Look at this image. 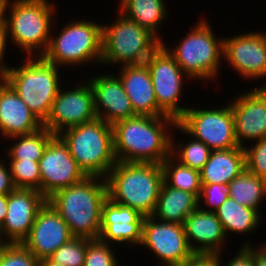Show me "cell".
<instances>
[{"instance_id": "ab89813d", "label": "cell", "mask_w": 266, "mask_h": 266, "mask_svg": "<svg viewBox=\"0 0 266 266\" xmlns=\"http://www.w3.org/2000/svg\"><path fill=\"white\" fill-rule=\"evenodd\" d=\"M182 266H220V254H195Z\"/></svg>"}, {"instance_id": "4316f807", "label": "cell", "mask_w": 266, "mask_h": 266, "mask_svg": "<svg viewBox=\"0 0 266 266\" xmlns=\"http://www.w3.org/2000/svg\"><path fill=\"white\" fill-rule=\"evenodd\" d=\"M220 220L226 236L228 233L234 234H251L258 229L261 222L260 211L254 210L244 205H240L231 197L215 211Z\"/></svg>"}, {"instance_id": "d590c367", "label": "cell", "mask_w": 266, "mask_h": 266, "mask_svg": "<svg viewBox=\"0 0 266 266\" xmlns=\"http://www.w3.org/2000/svg\"><path fill=\"white\" fill-rule=\"evenodd\" d=\"M244 147L246 170L266 180V138Z\"/></svg>"}, {"instance_id": "e575fe53", "label": "cell", "mask_w": 266, "mask_h": 266, "mask_svg": "<svg viewBox=\"0 0 266 266\" xmlns=\"http://www.w3.org/2000/svg\"><path fill=\"white\" fill-rule=\"evenodd\" d=\"M229 197V186L228 184H202L201 193L198 198L199 208L204 211L215 212L220 205H222L225 200ZM204 200V201H203ZM207 204L205 206L203 205ZM210 207V208H209Z\"/></svg>"}, {"instance_id": "2e32d148", "label": "cell", "mask_w": 266, "mask_h": 266, "mask_svg": "<svg viewBox=\"0 0 266 266\" xmlns=\"http://www.w3.org/2000/svg\"><path fill=\"white\" fill-rule=\"evenodd\" d=\"M231 101L238 145L244 148V140L255 142L266 138V86L246 91Z\"/></svg>"}, {"instance_id": "ac0fdd59", "label": "cell", "mask_w": 266, "mask_h": 266, "mask_svg": "<svg viewBox=\"0 0 266 266\" xmlns=\"http://www.w3.org/2000/svg\"><path fill=\"white\" fill-rule=\"evenodd\" d=\"M72 237L68 225L46 201L38 211L30 233L22 244L41 260L48 258Z\"/></svg>"}, {"instance_id": "cb8c5ba5", "label": "cell", "mask_w": 266, "mask_h": 266, "mask_svg": "<svg viewBox=\"0 0 266 266\" xmlns=\"http://www.w3.org/2000/svg\"><path fill=\"white\" fill-rule=\"evenodd\" d=\"M246 169L243 147L211 151L200 170L201 184H229Z\"/></svg>"}, {"instance_id": "8d00e7d4", "label": "cell", "mask_w": 266, "mask_h": 266, "mask_svg": "<svg viewBox=\"0 0 266 266\" xmlns=\"http://www.w3.org/2000/svg\"><path fill=\"white\" fill-rule=\"evenodd\" d=\"M39 259L22 243H14L0 261V266H38Z\"/></svg>"}, {"instance_id": "7402d4cb", "label": "cell", "mask_w": 266, "mask_h": 266, "mask_svg": "<svg viewBox=\"0 0 266 266\" xmlns=\"http://www.w3.org/2000/svg\"><path fill=\"white\" fill-rule=\"evenodd\" d=\"M183 225L189 246L195 254L217 255L225 249L227 236L215 212L198 207L186 217Z\"/></svg>"}, {"instance_id": "f1b7e54d", "label": "cell", "mask_w": 266, "mask_h": 266, "mask_svg": "<svg viewBox=\"0 0 266 266\" xmlns=\"http://www.w3.org/2000/svg\"><path fill=\"white\" fill-rule=\"evenodd\" d=\"M55 136L47 128L28 135H17L7 139L15 140L8 148L7 157L9 160L37 161L43 156L44 150L50 140Z\"/></svg>"}, {"instance_id": "d6a6232c", "label": "cell", "mask_w": 266, "mask_h": 266, "mask_svg": "<svg viewBox=\"0 0 266 266\" xmlns=\"http://www.w3.org/2000/svg\"><path fill=\"white\" fill-rule=\"evenodd\" d=\"M87 248V239L72 237L64 245L60 246L48 258L64 266H83Z\"/></svg>"}, {"instance_id": "8fae6325", "label": "cell", "mask_w": 266, "mask_h": 266, "mask_svg": "<svg viewBox=\"0 0 266 266\" xmlns=\"http://www.w3.org/2000/svg\"><path fill=\"white\" fill-rule=\"evenodd\" d=\"M152 80L157 107L178 121L188 109L180 106L184 78H189L179 67L174 57L161 44L146 60Z\"/></svg>"}, {"instance_id": "f35d334b", "label": "cell", "mask_w": 266, "mask_h": 266, "mask_svg": "<svg viewBox=\"0 0 266 266\" xmlns=\"http://www.w3.org/2000/svg\"><path fill=\"white\" fill-rule=\"evenodd\" d=\"M16 187L13 183L11 171L9 164H6V161L0 160V195H8Z\"/></svg>"}, {"instance_id": "52a82bcc", "label": "cell", "mask_w": 266, "mask_h": 266, "mask_svg": "<svg viewBox=\"0 0 266 266\" xmlns=\"http://www.w3.org/2000/svg\"><path fill=\"white\" fill-rule=\"evenodd\" d=\"M209 24L205 18H201L183 40L180 39L178 45L170 47V50L165 41H162V45L174 57L189 80L214 81L220 73L224 38H217Z\"/></svg>"}, {"instance_id": "6da1fadb", "label": "cell", "mask_w": 266, "mask_h": 266, "mask_svg": "<svg viewBox=\"0 0 266 266\" xmlns=\"http://www.w3.org/2000/svg\"><path fill=\"white\" fill-rule=\"evenodd\" d=\"M176 124L169 116L140 115L115 122L112 131L116 160L161 164L171 155V127L174 129Z\"/></svg>"}, {"instance_id": "3957f363", "label": "cell", "mask_w": 266, "mask_h": 266, "mask_svg": "<svg viewBox=\"0 0 266 266\" xmlns=\"http://www.w3.org/2000/svg\"><path fill=\"white\" fill-rule=\"evenodd\" d=\"M105 179L111 201L153 215L163 183L161 164L117 161Z\"/></svg>"}, {"instance_id": "ba28073f", "label": "cell", "mask_w": 266, "mask_h": 266, "mask_svg": "<svg viewBox=\"0 0 266 266\" xmlns=\"http://www.w3.org/2000/svg\"><path fill=\"white\" fill-rule=\"evenodd\" d=\"M51 34L42 58L55 66L100 63L102 59V24L87 19L73 20L63 26L58 36Z\"/></svg>"}, {"instance_id": "ee69618b", "label": "cell", "mask_w": 266, "mask_h": 266, "mask_svg": "<svg viewBox=\"0 0 266 266\" xmlns=\"http://www.w3.org/2000/svg\"><path fill=\"white\" fill-rule=\"evenodd\" d=\"M14 243L4 236L0 235V261L4 258L6 252Z\"/></svg>"}, {"instance_id": "f6af8a7d", "label": "cell", "mask_w": 266, "mask_h": 266, "mask_svg": "<svg viewBox=\"0 0 266 266\" xmlns=\"http://www.w3.org/2000/svg\"><path fill=\"white\" fill-rule=\"evenodd\" d=\"M9 0H0V22H5L6 7Z\"/></svg>"}, {"instance_id": "d6986e66", "label": "cell", "mask_w": 266, "mask_h": 266, "mask_svg": "<svg viewBox=\"0 0 266 266\" xmlns=\"http://www.w3.org/2000/svg\"><path fill=\"white\" fill-rule=\"evenodd\" d=\"M145 216L109 198L103 203L99 239L107 244L140 246ZM112 243H111V242Z\"/></svg>"}, {"instance_id": "484cf974", "label": "cell", "mask_w": 266, "mask_h": 266, "mask_svg": "<svg viewBox=\"0 0 266 266\" xmlns=\"http://www.w3.org/2000/svg\"><path fill=\"white\" fill-rule=\"evenodd\" d=\"M119 11L155 35L161 42L159 26L167 20L164 0H120Z\"/></svg>"}, {"instance_id": "60d3db41", "label": "cell", "mask_w": 266, "mask_h": 266, "mask_svg": "<svg viewBox=\"0 0 266 266\" xmlns=\"http://www.w3.org/2000/svg\"><path fill=\"white\" fill-rule=\"evenodd\" d=\"M7 29L5 22H0V77L6 72V70L9 68V65L7 66L4 61L5 57L4 55L7 48Z\"/></svg>"}, {"instance_id": "277c9868", "label": "cell", "mask_w": 266, "mask_h": 266, "mask_svg": "<svg viewBox=\"0 0 266 266\" xmlns=\"http://www.w3.org/2000/svg\"><path fill=\"white\" fill-rule=\"evenodd\" d=\"M55 13V6L48 0H9L5 15L7 39L26 52V57L42 56L53 33Z\"/></svg>"}, {"instance_id": "5bb4252c", "label": "cell", "mask_w": 266, "mask_h": 266, "mask_svg": "<svg viewBox=\"0 0 266 266\" xmlns=\"http://www.w3.org/2000/svg\"><path fill=\"white\" fill-rule=\"evenodd\" d=\"M41 193L50 197L54 192L72 186L87 177L71 156L68 146L55 135L39 160Z\"/></svg>"}, {"instance_id": "1f68e13d", "label": "cell", "mask_w": 266, "mask_h": 266, "mask_svg": "<svg viewBox=\"0 0 266 266\" xmlns=\"http://www.w3.org/2000/svg\"><path fill=\"white\" fill-rule=\"evenodd\" d=\"M7 164L16 188L35 189L41 193L39 162L10 160Z\"/></svg>"}, {"instance_id": "30bf717a", "label": "cell", "mask_w": 266, "mask_h": 266, "mask_svg": "<svg viewBox=\"0 0 266 266\" xmlns=\"http://www.w3.org/2000/svg\"><path fill=\"white\" fill-rule=\"evenodd\" d=\"M174 128L202 141L212 151L239 147L230 104L210 109L189 107Z\"/></svg>"}, {"instance_id": "7dc6e473", "label": "cell", "mask_w": 266, "mask_h": 266, "mask_svg": "<svg viewBox=\"0 0 266 266\" xmlns=\"http://www.w3.org/2000/svg\"><path fill=\"white\" fill-rule=\"evenodd\" d=\"M261 32H262V34H263V36H264V38H265V41H266V33L263 32V31H261Z\"/></svg>"}, {"instance_id": "7c38bea8", "label": "cell", "mask_w": 266, "mask_h": 266, "mask_svg": "<svg viewBox=\"0 0 266 266\" xmlns=\"http://www.w3.org/2000/svg\"><path fill=\"white\" fill-rule=\"evenodd\" d=\"M140 245L150 249L161 266H182L195 255L183 224L162 222L152 216L144 219Z\"/></svg>"}, {"instance_id": "8992f818", "label": "cell", "mask_w": 266, "mask_h": 266, "mask_svg": "<svg viewBox=\"0 0 266 266\" xmlns=\"http://www.w3.org/2000/svg\"><path fill=\"white\" fill-rule=\"evenodd\" d=\"M58 136L86 176L106 178L117 162L112 125L100 118L66 129Z\"/></svg>"}, {"instance_id": "7bdbcfd3", "label": "cell", "mask_w": 266, "mask_h": 266, "mask_svg": "<svg viewBox=\"0 0 266 266\" xmlns=\"http://www.w3.org/2000/svg\"><path fill=\"white\" fill-rule=\"evenodd\" d=\"M8 195H0V226L5 220L7 213Z\"/></svg>"}, {"instance_id": "bcb514c9", "label": "cell", "mask_w": 266, "mask_h": 266, "mask_svg": "<svg viewBox=\"0 0 266 266\" xmlns=\"http://www.w3.org/2000/svg\"><path fill=\"white\" fill-rule=\"evenodd\" d=\"M38 266H64V265L51 261L49 258H45L39 260Z\"/></svg>"}, {"instance_id": "d4e9b609", "label": "cell", "mask_w": 266, "mask_h": 266, "mask_svg": "<svg viewBox=\"0 0 266 266\" xmlns=\"http://www.w3.org/2000/svg\"><path fill=\"white\" fill-rule=\"evenodd\" d=\"M198 201L195 194L172 188L163 181L152 217L162 222L184 224L186 217L199 207Z\"/></svg>"}, {"instance_id": "7a4b0ae2", "label": "cell", "mask_w": 266, "mask_h": 266, "mask_svg": "<svg viewBox=\"0 0 266 266\" xmlns=\"http://www.w3.org/2000/svg\"><path fill=\"white\" fill-rule=\"evenodd\" d=\"M107 198L106 179L87 176L54 192L47 202L60 214L73 237L99 239L102 206Z\"/></svg>"}, {"instance_id": "ffe728a7", "label": "cell", "mask_w": 266, "mask_h": 266, "mask_svg": "<svg viewBox=\"0 0 266 266\" xmlns=\"http://www.w3.org/2000/svg\"><path fill=\"white\" fill-rule=\"evenodd\" d=\"M100 74L88 80L94 93V109L97 118L108 124L136 116L131 101L116 75Z\"/></svg>"}, {"instance_id": "44dd1931", "label": "cell", "mask_w": 266, "mask_h": 266, "mask_svg": "<svg viewBox=\"0 0 266 266\" xmlns=\"http://www.w3.org/2000/svg\"><path fill=\"white\" fill-rule=\"evenodd\" d=\"M41 128H43V122L0 77V134L4 138H10L28 135Z\"/></svg>"}, {"instance_id": "74e56055", "label": "cell", "mask_w": 266, "mask_h": 266, "mask_svg": "<svg viewBox=\"0 0 266 266\" xmlns=\"http://www.w3.org/2000/svg\"><path fill=\"white\" fill-rule=\"evenodd\" d=\"M238 250L236 256L231 257L226 263L222 262L223 253H220V266H255L254 256L245 246L239 247Z\"/></svg>"}, {"instance_id": "83f0119b", "label": "cell", "mask_w": 266, "mask_h": 266, "mask_svg": "<svg viewBox=\"0 0 266 266\" xmlns=\"http://www.w3.org/2000/svg\"><path fill=\"white\" fill-rule=\"evenodd\" d=\"M229 197L240 205L260 211V204L266 197V180L244 170L229 184Z\"/></svg>"}, {"instance_id": "603a6c76", "label": "cell", "mask_w": 266, "mask_h": 266, "mask_svg": "<svg viewBox=\"0 0 266 266\" xmlns=\"http://www.w3.org/2000/svg\"><path fill=\"white\" fill-rule=\"evenodd\" d=\"M118 77L128 95L135 115L166 116L158 107L146 63L119 67Z\"/></svg>"}, {"instance_id": "836d02e7", "label": "cell", "mask_w": 266, "mask_h": 266, "mask_svg": "<svg viewBox=\"0 0 266 266\" xmlns=\"http://www.w3.org/2000/svg\"><path fill=\"white\" fill-rule=\"evenodd\" d=\"M111 245L100 239H87L83 266H119L120 264Z\"/></svg>"}, {"instance_id": "e0dca14e", "label": "cell", "mask_w": 266, "mask_h": 266, "mask_svg": "<svg viewBox=\"0 0 266 266\" xmlns=\"http://www.w3.org/2000/svg\"><path fill=\"white\" fill-rule=\"evenodd\" d=\"M47 198L35 189L16 188L8 194L7 213L0 235L13 243H22L29 235L34 220Z\"/></svg>"}, {"instance_id": "4fadbf2b", "label": "cell", "mask_w": 266, "mask_h": 266, "mask_svg": "<svg viewBox=\"0 0 266 266\" xmlns=\"http://www.w3.org/2000/svg\"><path fill=\"white\" fill-rule=\"evenodd\" d=\"M94 109V93L89 81H85L78 88L67 91L60 87L55 100L52 103L50 113L43 122L55 135L66 129L87 123L96 119Z\"/></svg>"}, {"instance_id": "f546056e", "label": "cell", "mask_w": 266, "mask_h": 266, "mask_svg": "<svg viewBox=\"0 0 266 266\" xmlns=\"http://www.w3.org/2000/svg\"><path fill=\"white\" fill-rule=\"evenodd\" d=\"M163 181L170 187L195 194L198 198L201 193L200 171L184 166L171 155L162 163Z\"/></svg>"}, {"instance_id": "b9f144b4", "label": "cell", "mask_w": 266, "mask_h": 266, "mask_svg": "<svg viewBox=\"0 0 266 266\" xmlns=\"http://www.w3.org/2000/svg\"><path fill=\"white\" fill-rule=\"evenodd\" d=\"M266 243V242H265ZM262 243L258 248L252 246V243H243L241 246H245L254 256L255 266H266V244Z\"/></svg>"}, {"instance_id": "4dcf8cb0", "label": "cell", "mask_w": 266, "mask_h": 266, "mask_svg": "<svg viewBox=\"0 0 266 266\" xmlns=\"http://www.w3.org/2000/svg\"><path fill=\"white\" fill-rule=\"evenodd\" d=\"M175 141V142H174ZM211 149L202 141L190 137V141H178L171 137V156L180 164L201 170L208 161Z\"/></svg>"}, {"instance_id": "9a60e30c", "label": "cell", "mask_w": 266, "mask_h": 266, "mask_svg": "<svg viewBox=\"0 0 266 266\" xmlns=\"http://www.w3.org/2000/svg\"><path fill=\"white\" fill-rule=\"evenodd\" d=\"M223 59L246 80L266 77V41L261 31L224 38Z\"/></svg>"}, {"instance_id": "9c48e42d", "label": "cell", "mask_w": 266, "mask_h": 266, "mask_svg": "<svg viewBox=\"0 0 266 266\" xmlns=\"http://www.w3.org/2000/svg\"><path fill=\"white\" fill-rule=\"evenodd\" d=\"M118 12L116 21L102 25L101 64H119L121 67L145 63L162 42L147 29Z\"/></svg>"}, {"instance_id": "5b68a950", "label": "cell", "mask_w": 266, "mask_h": 266, "mask_svg": "<svg viewBox=\"0 0 266 266\" xmlns=\"http://www.w3.org/2000/svg\"><path fill=\"white\" fill-rule=\"evenodd\" d=\"M20 66L9 67L1 76L29 109L44 122L60 90L59 67L41 56L26 57Z\"/></svg>"}]
</instances>
